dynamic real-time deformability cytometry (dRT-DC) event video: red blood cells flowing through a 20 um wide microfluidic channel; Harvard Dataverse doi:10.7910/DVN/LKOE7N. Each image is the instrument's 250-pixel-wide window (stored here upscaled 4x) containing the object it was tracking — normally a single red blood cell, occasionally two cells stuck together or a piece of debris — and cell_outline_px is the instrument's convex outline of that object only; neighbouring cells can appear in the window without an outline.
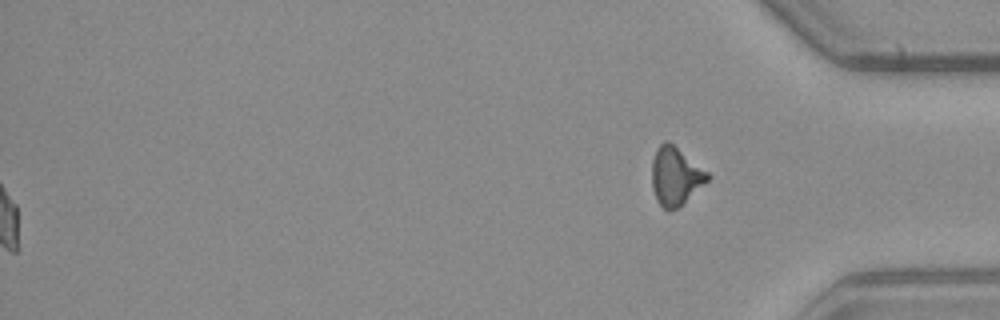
{"species": "common noctule bat (a hibernating species)", "species_latin": "Nyctalus noctula", "temperature_condition": "warm", "stored_images_in_passage": 54, "segment_of_instrument_passage": [2, 2], "camera_frame_rate_fps": 3000, "um_per_image_px": 0.085, "animal": {"sex": "male", "body_mass_g": 23.1, "forearm_length_mm": 52.7}, "frame": {"image": 1, "passage_image": 54, "time_ms": 17.667, "image_size_px": [1000, 320], "cell_outline_px": [[712, 176], [708, 180], [676, 208], [668, 212], [656, 200], [652, 188], [652, 160], [656, 148], [664, 140], [668, 140], [708, 172]], "centroid_in_image_um": [57.38, 14.95], "position_along_channel_um": 377.8, "area_um2": 18.67}}